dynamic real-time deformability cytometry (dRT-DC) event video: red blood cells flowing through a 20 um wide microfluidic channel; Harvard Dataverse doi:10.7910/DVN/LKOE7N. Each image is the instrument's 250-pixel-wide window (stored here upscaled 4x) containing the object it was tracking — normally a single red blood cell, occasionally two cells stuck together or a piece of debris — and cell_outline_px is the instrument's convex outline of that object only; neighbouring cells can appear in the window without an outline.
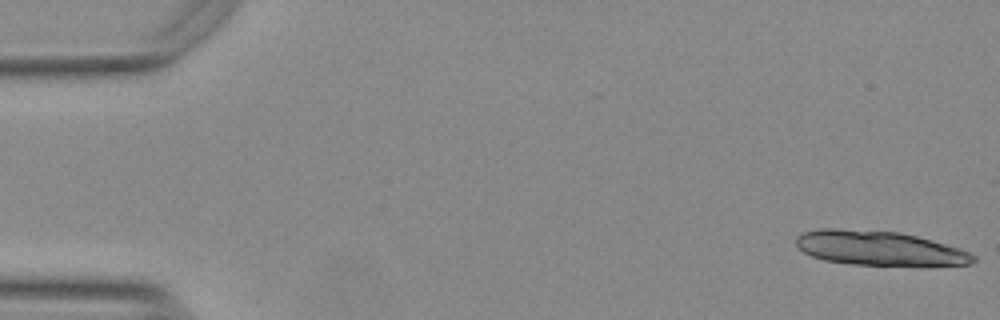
{"species": "Egyptian fruit bat (a non-hibernating species)", "species_latin": "Rousettus aegyptiacus", "temperature_condition": "warm", "stored_images_in_passage": 15, "camera_frame_rate_fps": 3000, "um_per_image_px": 0.085, "animal": {"sex": "female"}, "frame": {"image": 1, "passage_image": 1, "time_ms": 0.0, "image_size_px": [1000, 320], "cell_outline_px": [[976, 260], [972, 264], [928, 268], [852, 264], [824, 260], [812, 256], [804, 252], [796, 244], [796, 236], [800, 232], [820, 228], [836, 228], [900, 232], [932, 240], [960, 248], [976, 256]], "centroid_in_image_um": [74.82, 21.14], "position_along_channel_um": 10.2, "area_um2": 36.82}}